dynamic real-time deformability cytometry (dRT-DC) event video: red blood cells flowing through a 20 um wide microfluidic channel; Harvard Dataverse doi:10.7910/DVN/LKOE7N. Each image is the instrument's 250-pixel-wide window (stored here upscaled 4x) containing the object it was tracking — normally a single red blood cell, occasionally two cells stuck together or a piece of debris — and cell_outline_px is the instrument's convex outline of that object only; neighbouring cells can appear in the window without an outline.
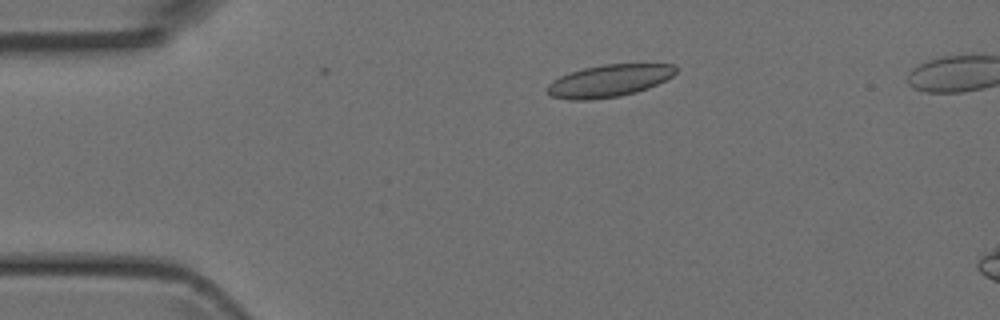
{"species": "Egyptian fruit bat (a non-hibernating species)", "species_latin": "Rousettus aegyptiacus", "temperature_condition": "room temperature", "stored_images_in_passage": 3, "camera_frame_rate_fps": 3000, "um_per_image_px": 0.085, "animal": {"sex": "female"}, "frame": {"image": 1, "passage_image": 3, "time_ms": 0.667, "image_size_px": [1000, 320], "cell_outline_px": [[676, 72], [672, 76], [648, 88], [636, 92], [620, 96], [592, 100], [568, 100], [552, 96], [548, 92], [548, 84], [552, 80], [560, 76], [584, 68], [604, 64], [676, 64]], "centroid_in_image_um": [51.76, 6.87], "position_along_channel_um": 33.2, "area_um2": 24.04}}